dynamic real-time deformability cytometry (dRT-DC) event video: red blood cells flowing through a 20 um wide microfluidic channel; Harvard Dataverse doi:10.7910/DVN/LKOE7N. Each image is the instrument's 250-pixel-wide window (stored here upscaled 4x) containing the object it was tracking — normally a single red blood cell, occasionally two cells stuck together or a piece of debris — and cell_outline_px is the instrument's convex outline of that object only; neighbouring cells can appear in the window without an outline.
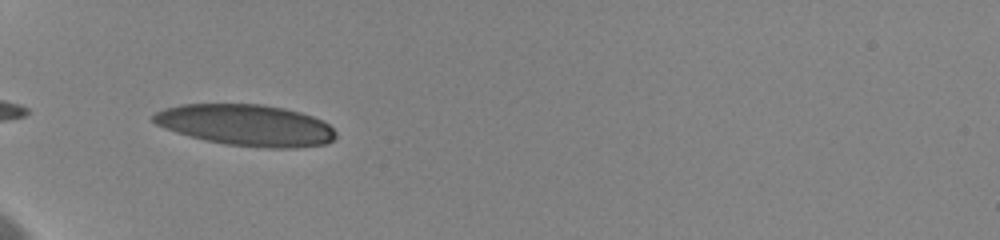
{"species": "human", "species_latin": "Homo sapiens", "temperature_condition": "cold", "stored_images_in_passage": 4, "camera_frame_rate_fps": 3000, "um_per_image_px": 0.085, "donor": {"sex": "female"}, "frame": {"image": 1, "passage_image": 1, "time_ms": 0.0, "image_size_px": [1000, 240], "cell_outline_px": [[336, 136], [332, 140], [324, 144], [296, 148], [268, 148], [224, 144], [176, 132], [164, 128], [156, 124], [152, 120], [152, 116], [156, 112], [164, 108], [180, 104], [260, 104], [284, 108], [300, 112], [324, 120], [336, 132]], "centroid_in_image_um": [20.93, 10.63], "position_along_channel_um": 64.1, "area_um2": 43.87}}